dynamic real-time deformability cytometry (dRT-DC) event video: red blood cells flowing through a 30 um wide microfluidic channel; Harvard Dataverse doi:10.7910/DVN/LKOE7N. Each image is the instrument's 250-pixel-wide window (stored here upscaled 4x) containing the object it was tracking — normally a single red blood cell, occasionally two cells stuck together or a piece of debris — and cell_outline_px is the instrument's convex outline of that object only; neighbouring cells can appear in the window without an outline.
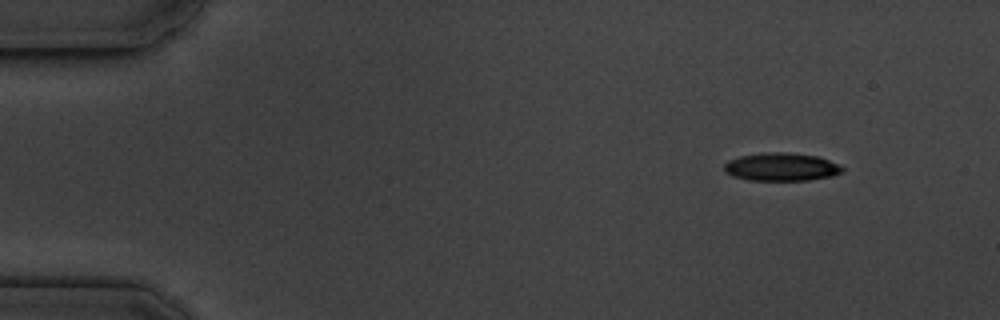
{"species": "common noctule bat (a hibernating species)", "species_latin": "Nyctalus noctula", "temperature_condition": "cold", "stored_images_in_passage": 4, "camera_frame_rate_fps": 3000, "um_per_image_px": 0.085, "animal": {"sex": "male", "body_mass_g": 19.5, "forearm_length_mm": 54.6}, "frame": {"image": 1, "passage_image": 1, "time_ms": 0.0, "image_size_px": [1000, 320], "cell_outline_px": [[844, 172], [832, 176], [808, 180], [748, 180], [732, 176], [724, 172], [724, 164], [728, 160], [740, 156], [764, 152], [788, 152], [816, 156], [840, 164], [844, 168]], "centroid_in_image_um": [66.41, 14.19], "position_along_channel_um": 18.6, "area_um2": 19.48}}